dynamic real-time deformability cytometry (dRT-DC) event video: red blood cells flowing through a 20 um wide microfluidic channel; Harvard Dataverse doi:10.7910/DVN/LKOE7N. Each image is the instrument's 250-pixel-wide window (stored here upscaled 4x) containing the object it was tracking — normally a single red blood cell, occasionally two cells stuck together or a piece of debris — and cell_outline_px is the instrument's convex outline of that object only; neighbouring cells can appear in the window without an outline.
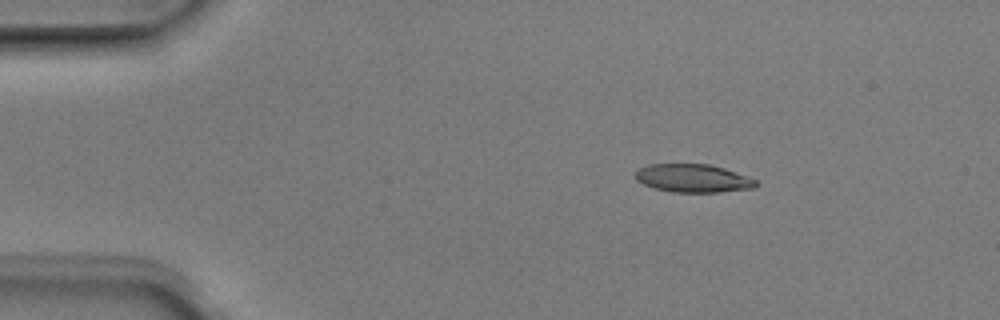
{"species": "Egyptian fruit bat (a non-hibernating species)", "species_latin": "Rousettus aegyptiacus", "temperature_condition": "room temperature", "stored_images_in_passage": 4, "camera_frame_rate_fps": 3000, "um_per_image_px": 0.085, "animal": {"sex": "male"}, "frame": {"image": 1, "passage_image": 2, "time_ms": 0.333, "image_size_px": [1000, 320], "cell_outline_px": [[760, 184], [752, 188], [720, 192], [672, 192], [652, 188], [636, 180], [636, 172], [640, 168], [648, 164], [708, 164], [724, 168], [748, 176], [756, 180]], "centroid_in_image_um": [58.92, 15.15], "position_along_channel_um": 26.1, "area_um2": 19.83}}